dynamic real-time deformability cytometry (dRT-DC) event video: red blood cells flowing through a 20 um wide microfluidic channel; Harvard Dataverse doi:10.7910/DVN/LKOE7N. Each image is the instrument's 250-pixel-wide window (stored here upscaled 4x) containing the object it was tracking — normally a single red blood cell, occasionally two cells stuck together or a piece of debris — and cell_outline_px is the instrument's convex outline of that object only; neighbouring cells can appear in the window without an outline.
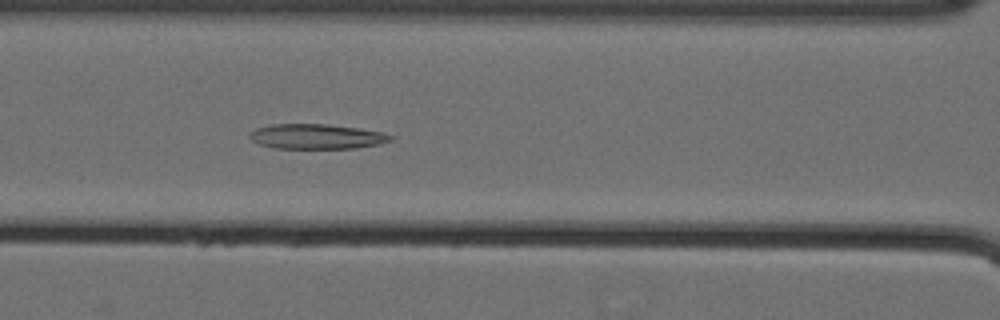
{"species": "Egyptian fruit bat (a non-hibernating species)", "species_latin": "Rousettus aegyptiacus", "temperature_condition": "cold", "stored_images_in_passage": 60, "camera_frame_rate_fps": 3000, "um_per_image_px": 0.085, "animal": {"sex": "female"}, "frame": {"image": 1, "passage_image": 29, "time_ms": 9.333, "image_size_px": [1000, 320], "cell_outline_px": [[396, 136], [392, 140], [380, 144], [356, 148], [276, 148], [260, 144], [252, 140], [248, 136], [248, 132], [256, 128], [272, 124], [328, 124], [360, 128], [384, 132]], "centroid_in_image_um": [26.95, 11.59], "position_along_channel_um": 139.6, "area_um2": 20.69}}
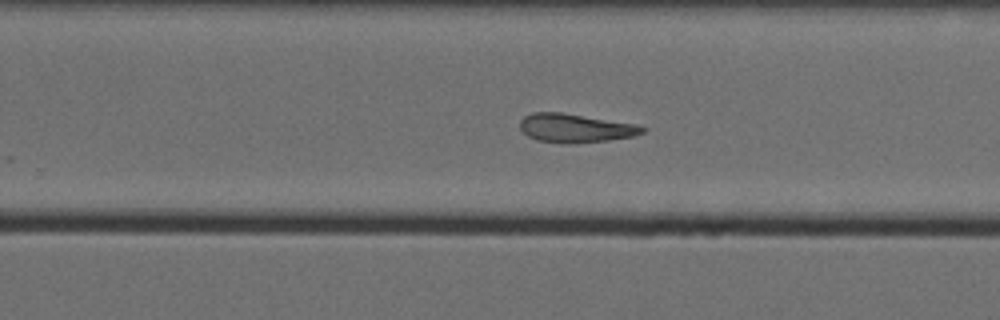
{"frame": {"image": 2, "passage_image": 41, "time_ms": 13.333, "image_size_px": [1000, 320], "cell_outline_px": [[648, 128], [644, 132], [632, 136], [608, 140], [568, 144], [564, 144], [536, 140], [528, 136], [520, 128], [520, 120], [524, 116], [532, 112], [560, 112], [636, 124]], "centroid_in_image_um": [48.88, 10.89], "position_along_channel_um": 280.9, "area_um2": 20.46}}
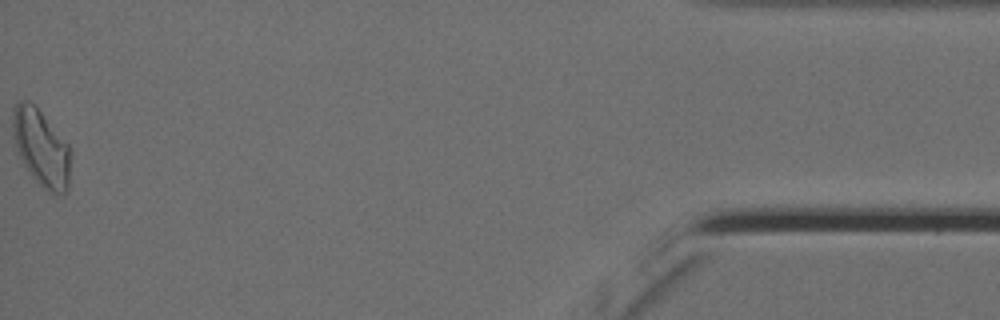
{"frame": {"image": 3, "passage_image": 60, "time_ms": 19.667, "image_size_px": [1000, 320], "cell_outline_px": [[72, 152], [68, 192], [64, 196], [52, 196], [32, 176], [24, 164], [20, 156], [12, 136], [12, 120], [16, 104], [20, 100], [28, 100], [40, 112], [68, 144]], "centroid_in_image_um": [3.55, 12.65], "position_along_channel_um": 431.6, "area_um2": 26.01}, "authors_computed_cell_mechanics": {"area_um2": 22.8599, "velocity_mm_per_s": 3.5545, "shape_relaxation_time_tau1_ms": null, "shape_relaxation_time_tau2_ms": 7.3444, "deformation_change_tau1": null, "deformation_change_tau2": 0.1765}}